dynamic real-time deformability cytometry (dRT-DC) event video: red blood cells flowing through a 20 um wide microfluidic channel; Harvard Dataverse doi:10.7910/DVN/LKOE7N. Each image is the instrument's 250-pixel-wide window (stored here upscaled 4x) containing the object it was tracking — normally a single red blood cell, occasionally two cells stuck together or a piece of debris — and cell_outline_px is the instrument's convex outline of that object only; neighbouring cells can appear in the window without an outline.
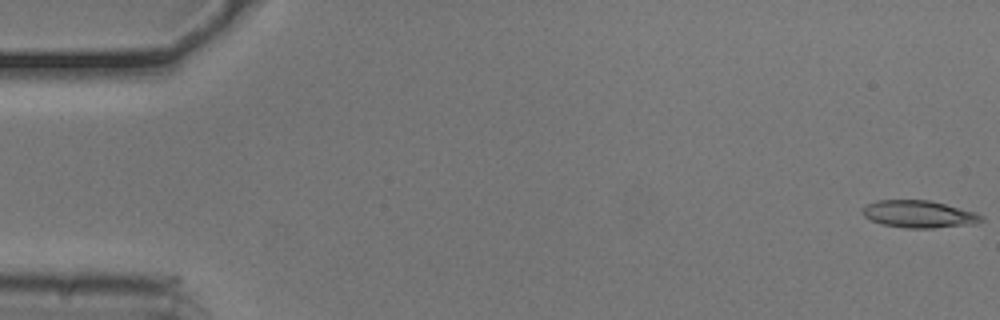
{"species": "common noctule bat (a hibernating species)", "species_latin": "Nyctalus noctula", "temperature_condition": "cold", "stored_images_in_passage": 36, "camera_frame_rate_fps": 3000, "um_per_image_px": 0.085, "animal": {"sex": "male", "body_mass_g": 20.5, "forearm_length_mm": 52.5}, "frame": {"image": 1, "passage_image": 1, "time_ms": 0.0, "image_size_px": [1000, 320], "cell_outline_px": [[984, 220], [976, 224], [932, 228], [904, 228], [880, 224], [864, 216], [860, 212], [860, 208], [876, 200], [928, 200], [976, 212], [984, 216]], "centroid_in_image_um": [78.1, 18.21], "position_along_channel_um": 6.9, "area_um2": 19.07}}
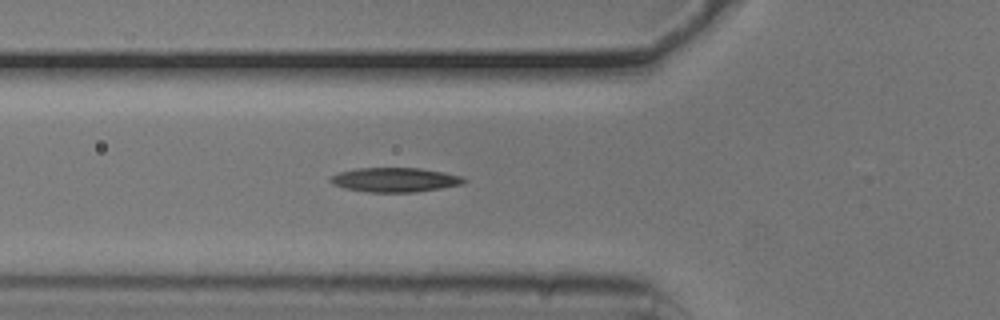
{"frame": {"image": 2, "passage_image": 19, "time_ms": 6.0, "image_size_px": [1000, 320], "cell_outline_px": [[468, 180], [464, 184], [416, 192], [368, 192], [344, 188], [332, 184], [328, 180], [332, 176], [340, 172], [356, 168], [420, 168], [444, 172], [464, 176]], "centroid_in_image_um": [33.6, 15.28], "position_along_channel_um": 92.2, "area_um2": 19.07}}
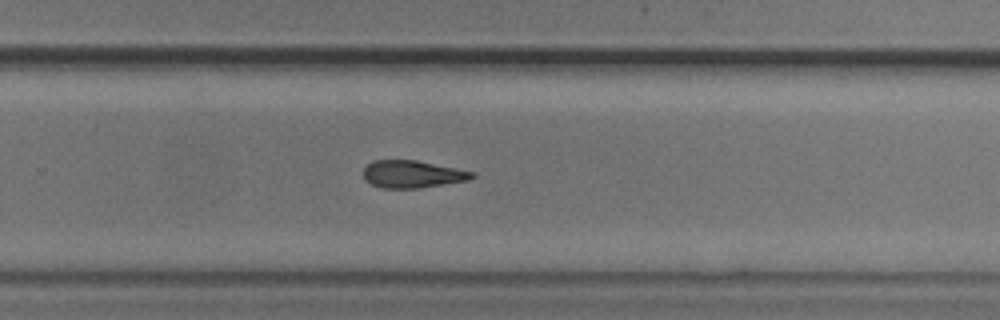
{"frame": {"image": 3, "passage_image": 35, "time_ms": 11.333, "image_size_px": [1000, 320], "cell_outline_px": [[476, 176], [468, 180], [420, 188], [380, 188], [364, 180], [364, 168], [372, 160], [416, 160], [476, 172]], "centroid_in_image_um": [35.05, 14.8], "position_along_channel_um": 294.7, "area_um2": 17.4}}